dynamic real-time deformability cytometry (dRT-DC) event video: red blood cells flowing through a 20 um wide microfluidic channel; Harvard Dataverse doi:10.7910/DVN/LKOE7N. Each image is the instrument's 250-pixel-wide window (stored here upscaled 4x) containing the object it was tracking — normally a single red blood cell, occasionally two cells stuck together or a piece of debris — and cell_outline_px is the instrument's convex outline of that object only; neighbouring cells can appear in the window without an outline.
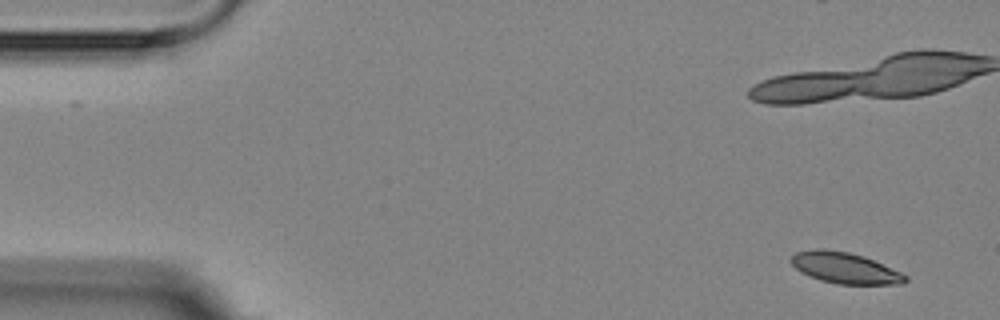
{"species": "Egyptian fruit bat (a non-hibernating species)", "species_latin": "Rousettus aegyptiacus", "temperature_condition": "room temperature", "stored_images_in_passage": 11, "camera_frame_rate_fps": 3000, "um_per_image_px": 0.085, "animal": {"sex": "female"}, "frame": {"image": 1, "passage_image": 1, "time_ms": 0.0, "image_size_px": [1000, 320], "cell_outline_px": [[908, 280], [900, 284], [836, 284], [820, 280], [800, 272], [792, 264], [792, 256], [796, 252], [816, 248], [820, 248], [848, 252], [864, 256], [900, 272], [908, 276]], "centroid_in_image_um": [71.81, 22.78], "position_along_channel_um": 13.2, "area_um2": 20.52}}